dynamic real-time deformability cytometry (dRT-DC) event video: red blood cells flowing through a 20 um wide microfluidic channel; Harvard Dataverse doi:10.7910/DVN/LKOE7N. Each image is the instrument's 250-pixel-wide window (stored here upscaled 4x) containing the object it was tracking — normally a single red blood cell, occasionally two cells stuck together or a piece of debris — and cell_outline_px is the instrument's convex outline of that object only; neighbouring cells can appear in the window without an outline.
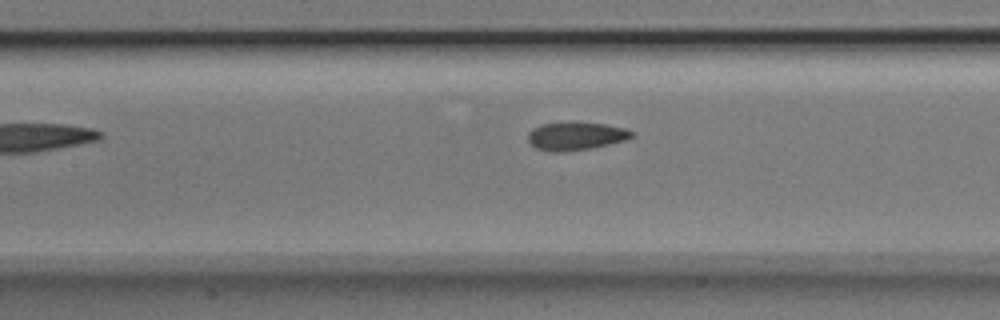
{"species": "Egyptian fruit bat (a non-hibernating species)", "species_latin": "Rousettus aegyptiacus", "temperature_condition": "room temperature", "stored_images_in_passage": 8, "camera_frame_rate_fps": 3000, "um_per_image_px": 0.085, "animal": {"sex": "male"}, "frame": {"image": 1, "passage_image": 6, "time_ms": 1.667, "image_size_px": [1000, 320], "cell_outline_px": [[636, 136], [624, 140], [592, 148], [560, 152], [552, 152], [536, 148], [528, 140], [528, 132], [532, 128], [540, 124], [604, 124], [628, 128], [636, 132]], "centroid_in_image_um": [48.99, 11.59], "position_along_channel_um": 158.4, "area_um2": 16.65}}
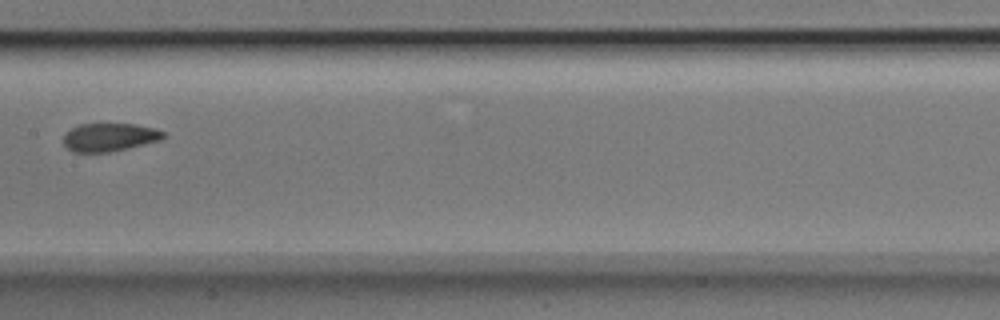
{"frame": {"image": 2, "passage_image": 7, "time_ms": 2.0, "image_size_px": [1000, 320], "cell_outline_px": [[164, 136], [160, 140], [128, 148], [108, 152], [72, 152], [64, 144], [64, 132], [80, 124], [136, 124], [156, 128], [164, 132]], "centroid_in_image_um": [9.29, 11.66], "position_along_channel_um": 198.1, "area_um2": 16.36}}
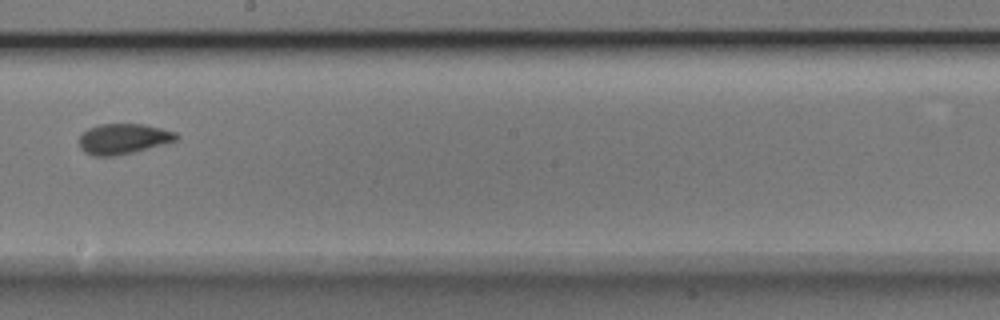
{"frame": {"image": 3, "passage_image": 8, "time_ms": 2.333, "image_size_px": [1000, 320], "cell_outline_px": [[180, 136], [176, 140], [132, 152], [112, 156], [92, 156], [84, 152], [80, 148], [80, 136], [88, 128], [100, 124], [144, 124], [176, 132]], "centroid_in_image_um": [10.45, 11.79], "position_along_channel_um": 237.7, "area_um2": 16.99}}